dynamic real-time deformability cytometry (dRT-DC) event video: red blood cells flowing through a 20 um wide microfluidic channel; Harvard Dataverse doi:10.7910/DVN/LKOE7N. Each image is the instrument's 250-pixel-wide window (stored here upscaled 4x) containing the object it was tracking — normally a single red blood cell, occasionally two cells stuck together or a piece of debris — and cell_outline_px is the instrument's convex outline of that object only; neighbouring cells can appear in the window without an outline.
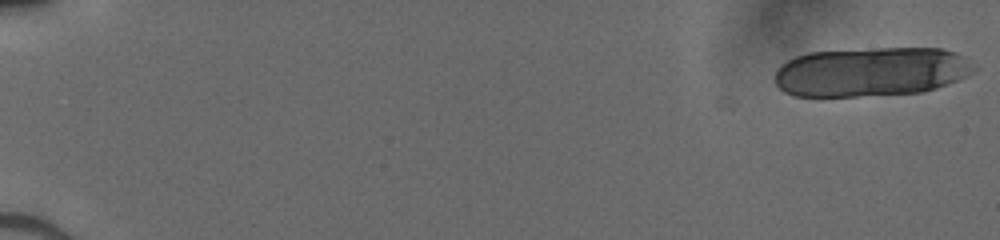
{"species": "human", "species_latin": "Homo sapiens", "temperature_condition": "cold", "stored_images_in_passage": 21, "camera_frame_rate_fps": 3000, "um_per_image_px": 0.085, "donor": {"sex": "male"}, "frame": {"image": 1, "passage_image": 1, "time_ms": 0.0, "image_size_px": [1000, 240], "cell_outline_px": [[976, 68], [972, 72], [956, 80], [936, 88], [924, 92], [856, 96], [796, 96], [784, 92], [776, 84], [776, 68], [780, 64], [796, 56], [808, 52], [880, 48], [940, 48], [956, 52]], "centroid_in_image_um": [73.99, 6.1], "position_along_channel_um": 11.0, "area_um2": 56.99}}